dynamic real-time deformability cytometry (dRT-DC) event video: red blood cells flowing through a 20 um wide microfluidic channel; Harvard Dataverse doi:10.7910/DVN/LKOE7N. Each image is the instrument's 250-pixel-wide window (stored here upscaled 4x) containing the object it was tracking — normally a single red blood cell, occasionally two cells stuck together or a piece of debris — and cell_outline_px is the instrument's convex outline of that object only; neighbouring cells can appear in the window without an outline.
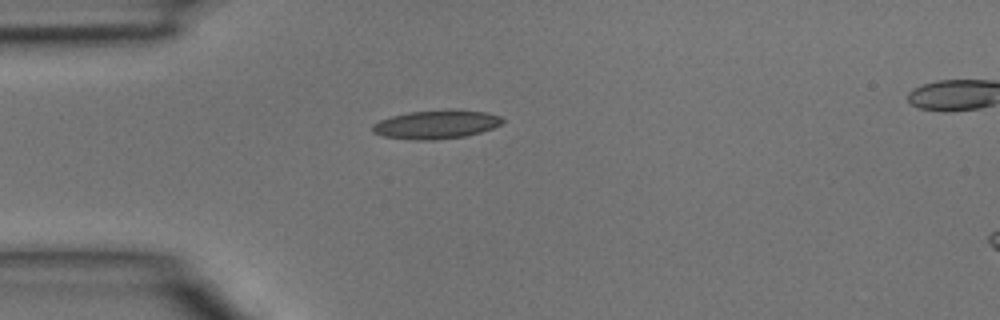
{"species": "common noctule bat (a hibernating species)", "species_latin": "Nyctalus noctula", "temperature_condition": "room temperature", "stored_images_in_passage": 2, "camera_frame_rate_fps": 3000, "um_per_image_px": 0.085, "animal": {"sex": "male", "body_mass_g": 15.6}, "frame": {"image": 1, "passage_image": 1, "time_ms": 0.0, "image_size_px": [1000, 320], "cell_outline_px": [[504, 120], [500, 124], [492, 128], [480, 132], [464, 136], [432, 140], [412, 140], [384, 136], [372, 132], [372, 124], [380, 120], [392, 116], [408, 112], [448, 108], [460, 108], [484, 112], [500, 116]], "centroid_in_image_um": [37.07, 10.55], "position_along_channel_um": 47.9, "area_um2": 21.96}}